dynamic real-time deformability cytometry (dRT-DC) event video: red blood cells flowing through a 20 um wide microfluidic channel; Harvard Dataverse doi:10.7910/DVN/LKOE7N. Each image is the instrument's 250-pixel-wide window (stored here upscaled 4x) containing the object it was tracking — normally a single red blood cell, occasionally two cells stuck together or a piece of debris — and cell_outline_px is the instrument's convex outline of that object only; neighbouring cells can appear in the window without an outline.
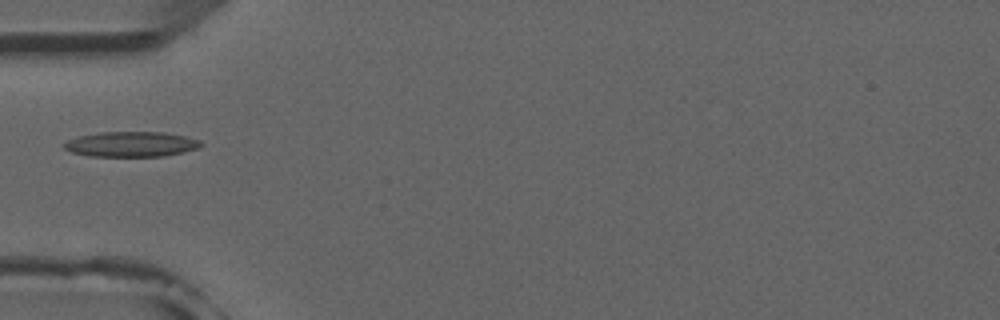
{"species": "common noctule bat (a hibernating species)", "species_latin": "Nyctalus noctula", "temperature_condition": "room temperature", "stored_images_in_passage": 6, "camera_frame_rate_fps": 3000, "um_per_image_px": 0.085, "animal": {"sex": "male", "forearm_length_mm": 52.5}, "frame": {"image": 1, "passage_image": 4, "time_ms": 3.667, "image_size_px": [1000, 320], "cell_outline_px": [[204, 144], [200, 148], [184, 152], [164, 156], [88, 156], [72, 152], [64, 148], [64, 144], [68, 140], [80, 136], [100, 132], [164, 132], [184, 136], [200, 140]], "centroid_in_image_um": [11.2, 12.26], "position_along_channel_um": 73.8, "area_um2": 20.06}}
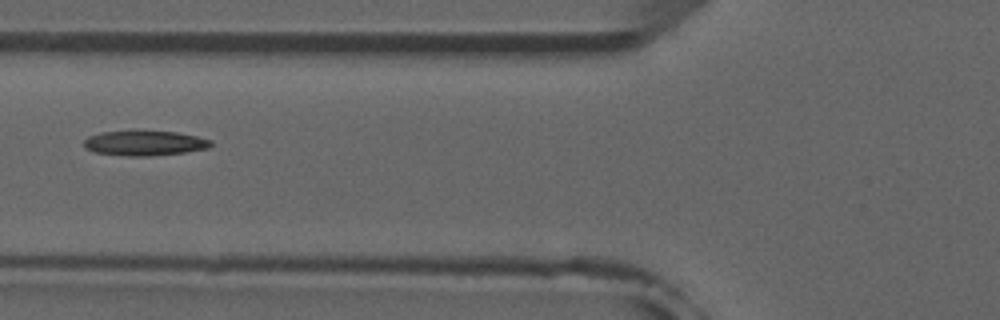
{"frame": {"image": 2, "passage_image": 5, "time_ms": 4.667, "image_size_px": [1000, 320], "cell_outline_px": [[212, 144], [208, 148], [184, 152], [148, 156], [128, 156], [96, 152], [84, 148], [84, 140], [88, 136], [100, 132], [176, 132], [196, 136], [212, 140]], "centroid_in_image_um": [12.28, 12.18], "position_along_channel_um": 113.5, "area_um2": 18.03}}
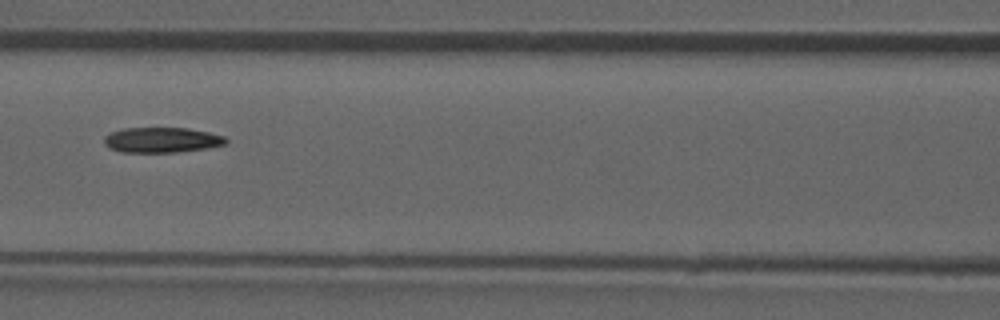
{"frame": {"image": 3, "passage_image": 6, "time_ms": 5.667, "image_size_px": [1000, 320], "cell_outline_px": [[228, 140], [224, 144], [208, 148], [176, 152], [120, 152], [108, 148], [104, 144], [104, 136], [112, 132], [124, 128], [188, 128], [208, 132], [224, 136]], "centroid_in_image_um": [13.72, 11.9], "position_along_channel_um": 152.9, "area_um2": 17.92}}